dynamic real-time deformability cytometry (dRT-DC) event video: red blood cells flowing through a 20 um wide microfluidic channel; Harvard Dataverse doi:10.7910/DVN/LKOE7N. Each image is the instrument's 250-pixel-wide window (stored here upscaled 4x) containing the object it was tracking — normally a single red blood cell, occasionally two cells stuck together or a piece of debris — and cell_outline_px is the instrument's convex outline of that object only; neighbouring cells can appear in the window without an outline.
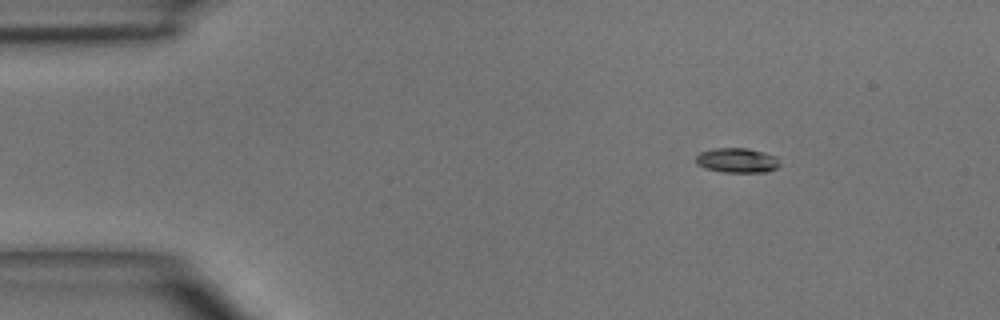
{"species": "common noctule bat (a hibernating species)", "species_latin": "Nyctalus noctula", "temperature_condition": "room temperature", "stored_images_in_passage": 3, "camera_frame_rate_fps": 3000, "um_per_image_px": 0.085, "animal": {"sex": "male", "body_mass_g": 15.6}, "frame": {"image": 1, "passage_image": 1, "time_ms": 0.0, "image_size_px": [1000, 320], "cell_outline_px": [[780, 164], [776, 168], [764, 172], [724, 172], [704, 168], [696, 164], [696, 156], [700, 152], [716, 148], [748, 148], [764, 152], [776, 156]], "centroid_in_image_um": [62.64, 13.62], "position_along_channel_um": 22.4, "area_um2": 12.08}}
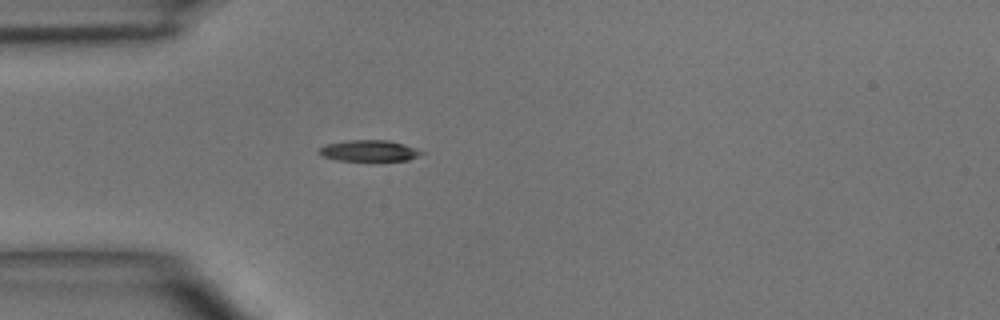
{"frame": {"image": 2, "passage_image": 3, "time_ms": 2.333, "image_size_px": [1000, 320], "cell_outline_px": [[428, 152], [408, 160], [336, 160], [320, 156], [316, 152], [324, 144], [348, 140], [388, 140], [404, 144]], "centroid_in_image_um": [31.35, 12.8], "position_along_channel_um": 53.6, "area_um2": 12.77}}